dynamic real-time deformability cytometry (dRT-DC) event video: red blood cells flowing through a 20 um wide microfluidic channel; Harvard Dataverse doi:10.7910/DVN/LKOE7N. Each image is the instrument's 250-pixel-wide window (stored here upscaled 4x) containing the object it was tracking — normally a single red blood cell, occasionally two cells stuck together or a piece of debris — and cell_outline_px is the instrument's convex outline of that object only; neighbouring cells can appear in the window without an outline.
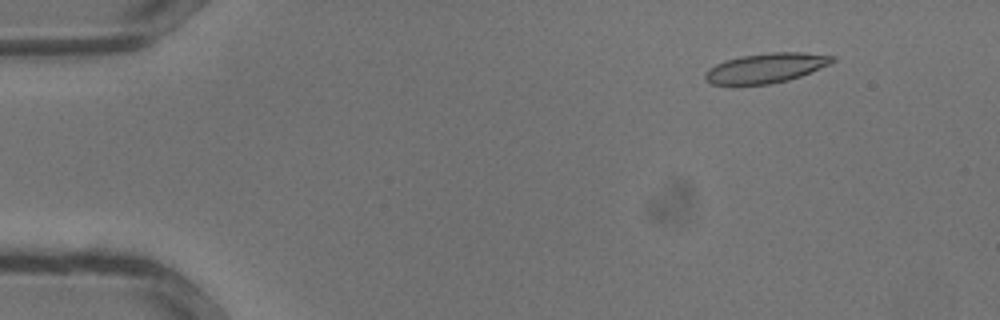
{"species": "common noctule bat (a hibernating species)", "species_latin": "Nyctalus noctula", "temperature_condition": "warm", "stored_images_in_passage": 30, "camera_frame_rate_fps": 3000, "um_per_image_px": 0.085, "animal": {"sex": "male", "body_mass_g": 13.3}, "frame": {"image": 1, "passage_image": 2, "time_ms": 0.333, "image_size_px": [1000, 320], "cell_outline_px": [[836, 60], [828, 64], [800, 76], [788, 80], [768, 84], [712, 84], [704, 80], [704, 72], [708, 68], [724, 60], [740, 56], [772, 52], [800, 52], [836, 56]], "centroid_in_image_um": [65.06, 5.77], "position_along_channel_um": 19.9, "area_um2": 21.91}}
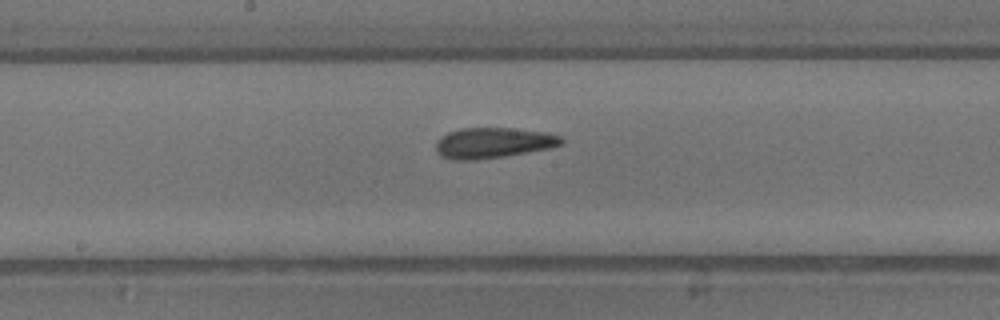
{"frame": {"image": 2, "passage_image": 16, "time_ms": 5.0, "image_size_px": [1000, 320], "cell_outline_px": [[564, 144], [552, 148], [504, 156], [476, 160], [452, 160], [440, 156], [436, 152], [436, 140], [440, 136], [448, 132], [460, 128], [512, 128], [544, 132], [564, 136]], "centroid_in_image_um": [41.92, 12.14], "position_along_channel_um": 206.3, "area_um2": 22.72}}
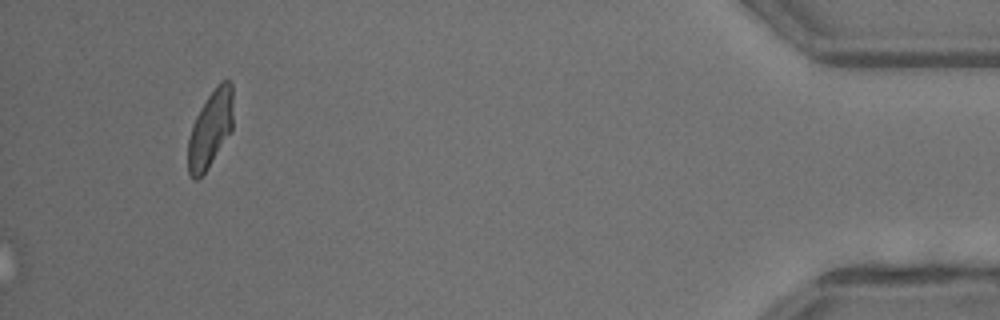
{"frame": {"image": 3, "passage_image": 30, "time_ms": 9.667, "image_size_px": [1000, 320], "cell_outline_px": [[232, 128], [208, 168], [196, 180], [192, 180], [188, 172], [188, 140], [192, 124], [200, 108], [216, 84], [224, 80], [228, 80], [232, 84]], "centroid_in_image_um": [17.86, 10.96], "position_along_channel_um": 417.3, "area_um2": 20.0}}